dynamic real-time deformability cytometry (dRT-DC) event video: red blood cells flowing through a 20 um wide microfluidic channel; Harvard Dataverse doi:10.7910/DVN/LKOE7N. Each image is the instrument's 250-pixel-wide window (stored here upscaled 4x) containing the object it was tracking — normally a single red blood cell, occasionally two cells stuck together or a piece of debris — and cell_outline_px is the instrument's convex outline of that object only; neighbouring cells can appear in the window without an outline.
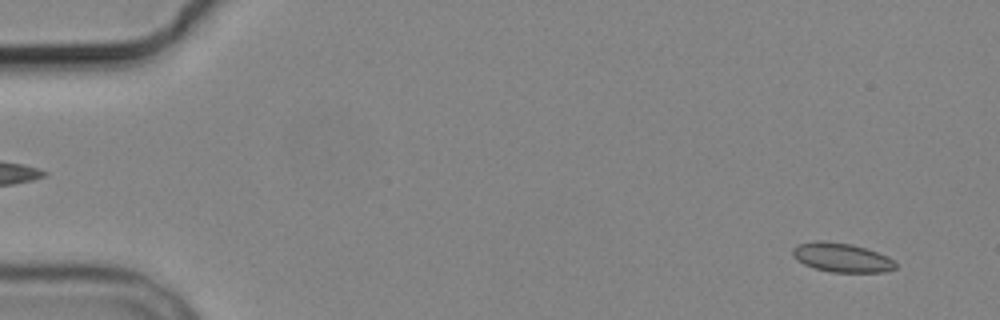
{"species": "common noctule bat (a hibernating species)", "species_latin": "Nyctalus noctula", "temperature_condition": "cold", "stored_images_in_passage": 5, "segment_of_instrument_passage": [2, 2], "camera_frame_rate_fps": 3000, "um_per_image_px": 0.085, "animal": {"sex": "male", "body_mass_g": 19.2, "forearm_length_mm": 51.8}, "frame": {"image": 1, "passage_image": 5, "time_ms": 5.667, "image_size_px": [1000, 320], "cell_outline_px": [[896, 268], [884, 272], [832, 272], [812, 268], [804, 264], [792, 256], [792, 248], [796, 244], [816, 240], [820, 240], [852, 244], [888, 256], [896, 260]], "centroid_in_image_um": [71.52, 21.89], "position_along_channel_um": 13.5, "area_um2": 17.63}}